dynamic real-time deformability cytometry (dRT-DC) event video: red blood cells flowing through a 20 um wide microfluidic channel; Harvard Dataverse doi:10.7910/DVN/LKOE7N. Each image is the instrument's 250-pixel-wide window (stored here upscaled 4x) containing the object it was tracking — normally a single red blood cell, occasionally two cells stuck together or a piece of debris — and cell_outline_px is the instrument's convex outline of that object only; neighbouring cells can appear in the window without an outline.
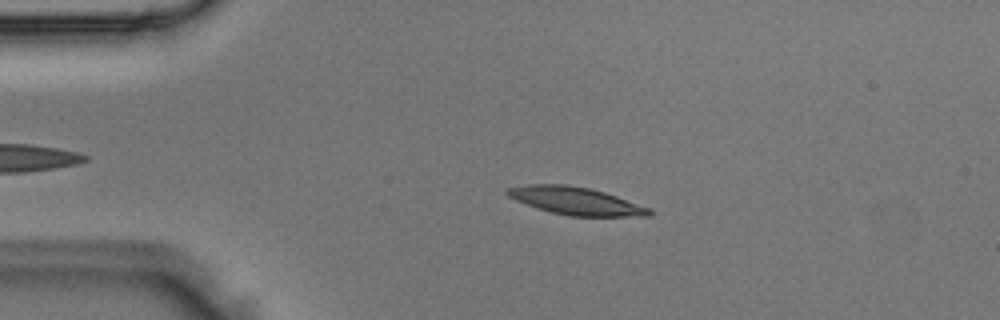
{"species": "Egyptian fruit bat (a non-hibernating species)", "species_latin": "Rousettus aegyptiacus", "temperature_condition": "room temperature", "stored_images_in_passage": 5, "camera_frame_rate_fps": 3000, "um_per_image_px": 0.085, "animal": {"sex": "male"}, "frame": {"image": 1, "passage_image": 4, "time_ms": 1.0, "image_size_px": [1000, 320], "cell_outline_px": [[652, 216], [568, 216], [536, 208], [516, 200], [508, 196], [504, 192], [504, 188], [528, 184], [564, 184], [588, 188], [604, 192], [652, 208]], "centroid_in_image_um": [48.93, 17.07], "position_along_channel_um": 36.1, "area_um2": 22.95}}